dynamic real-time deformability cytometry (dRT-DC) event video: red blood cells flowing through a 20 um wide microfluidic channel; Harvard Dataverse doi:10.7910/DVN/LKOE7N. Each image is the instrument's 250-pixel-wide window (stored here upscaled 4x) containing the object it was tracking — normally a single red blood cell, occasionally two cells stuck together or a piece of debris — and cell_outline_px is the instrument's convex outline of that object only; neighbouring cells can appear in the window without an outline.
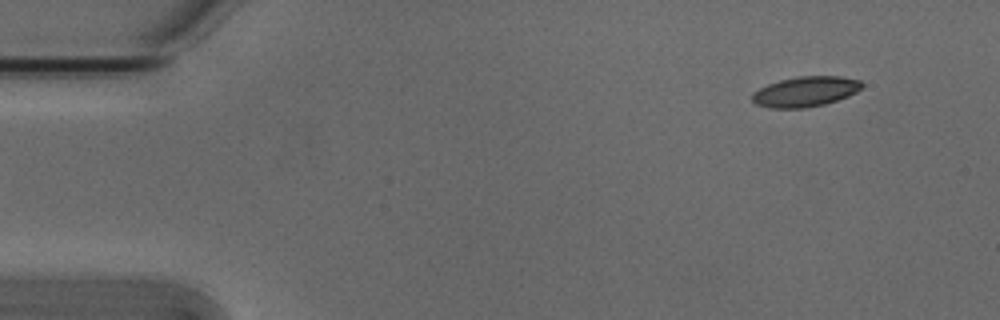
{"species": "Egyptian fruit bat (a non-hibernating species)", "species_latin": "Rousettus aegyptiacus", "temperature_condition": "cold", "stored_images_in_passage": 6, "segment_of_instrument_passage": [2, 2], "camera_frame_rate_fps": 3000, "um_per_image_px": 0.085, "animal": {"sex": "male"}, "frame": {"image": 1, "passage_image": 6, "time_ms": 1.667, "image_size_px": [1000, 320], "cell_outline_px": [[864, 84], [856, 92], [848, 96], [824, 104], [804, 108], [768, 108], [756, 104], [752, 100], [752, 92], [768, 84], [780, 80], [796, 76], [840, 76], [860, 80]], "centroid_in_image_um": [68.44, 7.78], "position_along_channel_um": 16.6, "area_um2": 19.31}}